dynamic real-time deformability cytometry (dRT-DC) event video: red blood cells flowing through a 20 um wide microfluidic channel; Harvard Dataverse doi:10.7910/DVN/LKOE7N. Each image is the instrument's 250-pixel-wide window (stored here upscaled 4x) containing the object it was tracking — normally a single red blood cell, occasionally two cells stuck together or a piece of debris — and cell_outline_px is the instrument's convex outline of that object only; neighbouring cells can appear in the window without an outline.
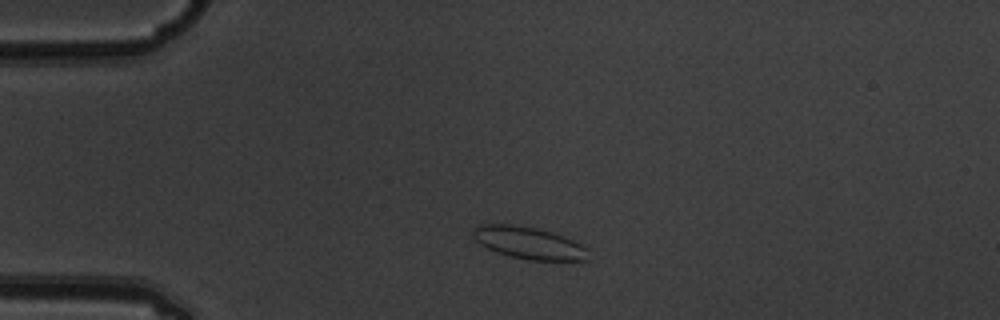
{"species": "common noctule bat (a hibernating species)", "species_latin": "Nyctalus noctula", "temperature_condition": "warm", "stored_images_in_passage": 1, "camera_frame_rate_fps": 3000, "um_per_image_px": 0.085, "animal": {"sex": "male", "body_mass_g": 19.5, "forearm_length_mm": 54.6}, "frame": {"image": 1, "passage_image": 1, "time_ms": 0.0, "image_size_px": [1000, 320], "cell_outline_px": [[588, 260], [528, 260], [496, 252], [480, 244], [472, 236], [472, 228], [476, 224], [512, 224], [536, 228], [552, 232], [564, 236], [588, 248]], "centroid_in_image_um": [44.91, 20.63], "position_along_channel_um": 40.1, "area_um2": 21.62}}